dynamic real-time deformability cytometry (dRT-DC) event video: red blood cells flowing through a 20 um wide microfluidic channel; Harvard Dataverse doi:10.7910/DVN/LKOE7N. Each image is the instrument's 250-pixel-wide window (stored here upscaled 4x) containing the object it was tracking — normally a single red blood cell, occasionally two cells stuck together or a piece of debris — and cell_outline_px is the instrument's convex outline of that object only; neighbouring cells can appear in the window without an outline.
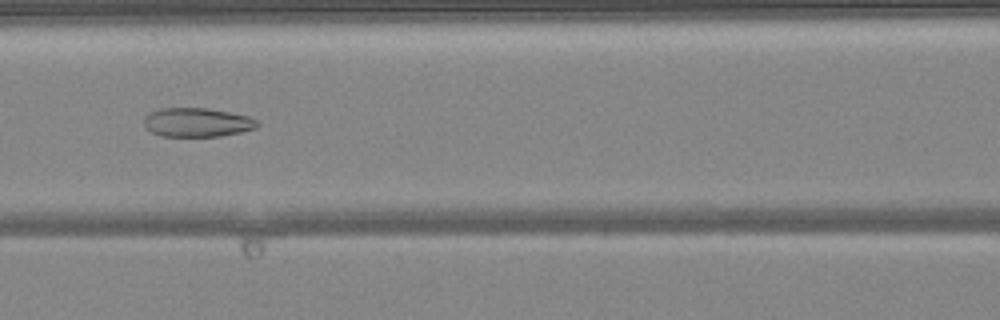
{"species": "common noctule bat (a hibernating species)", "species_latin": "Nyctalus noctula", "temperature_condition": "warm", "stored_images_in_passage": 48, "camera_frame_rate_fps": 3000, "um_per_image_px": 0.085, "animal": {"sex": "female", "body_mass_g": 24.6, "forearm_length_mm": 56.2}, "frame": {"image": 1, "passage_image": 21, "time_ms": 6.667, "image_size_px": [1000, 320], "cell_outline_px": [[260, 124], [256, 128], [240, 132], [220, 136], [160, 136], [144, 128], [144, 116], [148, 112], [160, 108], [208, 108], [248, 116], [256, 120]], "centroid_in_image_um": [16.71, 10.4], "position_along_channel_um": 149.9, "area_um2": 19.25}}
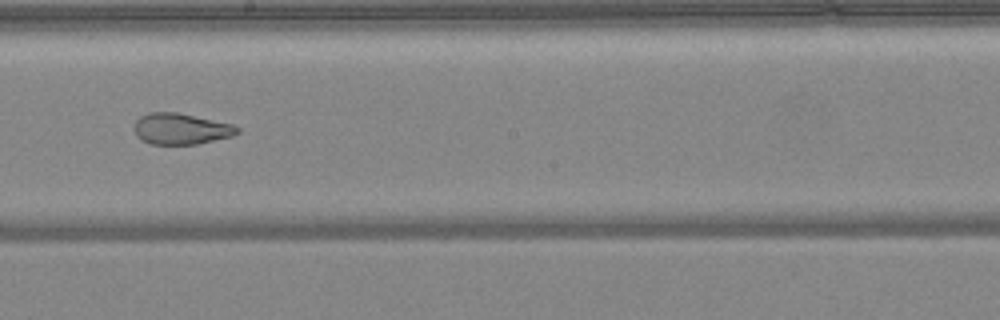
{"frame": {"image": 2, "passage_image": 27, "time_ms": 8.667, "image_size_px": [1000, 320], "cell_outline_px": [[240, 132], [232, 136], [196, 144], [152, 144], [136, 136], [132, 128], [136, 120], [140, 116], [148, 112], [176, 112], [232, 124], [240, 128]], "centroid_in_image_um": [15.35, 10.94], "position_along_channel_um": 232.9, "area_um2": 18.67}}
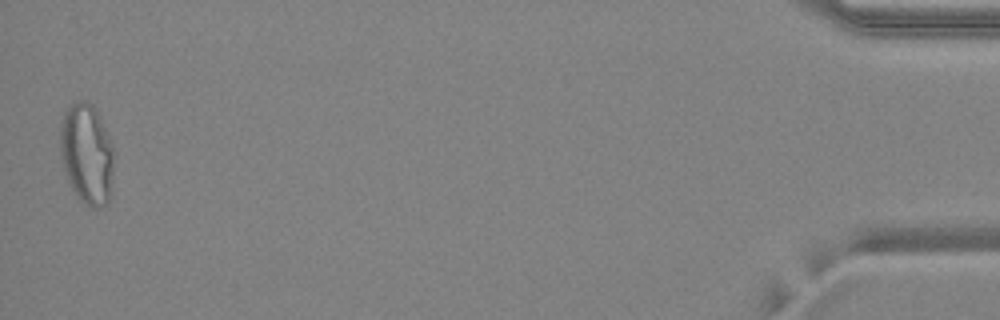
{"frame": {"image": 3, "passage_image": 48, "time_ms": 15.667, "image_size_px": [1000, 320], "cell_outline_px": [[112, 176], [108, 204], [100, 208], [92, 208], [80, 200], [72, 188], [68, 180], [64, 168], [60, 152], [60, 124], [64, 112], [72, 104], [80, 100], [84, 100], [92, 104], [96, 108], [100, 116], [112, 148]], "centroid_in_image_um": [7.36, 13.08], "position_along_channel_um": 427.8, "area_um2": 31.21}, "authors_computed_cell_mechanics": {"area_um2": 24.9696, "velocity_mm_per_s": 4.1623, "shape_relaxation_time_tau1_ms": null, "shape_relaxation_time_tau2_ms": 1.3657, "deformation_change_tau1": null, "deformation_change_tau2": 0.0854}}